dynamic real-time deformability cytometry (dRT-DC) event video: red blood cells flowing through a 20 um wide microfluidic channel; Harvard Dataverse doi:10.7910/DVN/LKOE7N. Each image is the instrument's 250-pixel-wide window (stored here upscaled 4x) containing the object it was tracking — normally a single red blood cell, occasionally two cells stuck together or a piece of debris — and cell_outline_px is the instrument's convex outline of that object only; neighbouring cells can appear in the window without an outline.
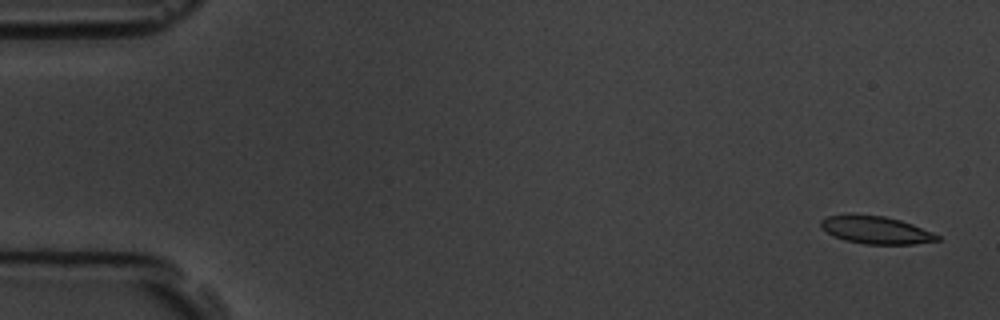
{"species": "common noctule bat (a hibernating species)", "species_latin": "Nyctalus noctula", "temperature_condition": "room temperature", "stored_images_in_passage": 5, "camera_frame_rate_fps": 3000, "um_per_image_px": 0.085, "animal": {"sex": "male", "body_mass_g": 19.5, "forearm_length_mm": 54.6}, "frame": {"image": 1, "passage_image": 1, "time_ms": 0.0, "image_size_px": [1000, 320], "cell_outline_px": [[940, 240], [912, 244], [864, 244], [844, 240], [828, 232], [820, 224], [820, 220], [828, 216], [852, 212], [884, 216], [900, 220], [912, 224], [932, 232], [940, 236]], "centroid_in_image_um": [74.43, 19.52], "position_along_channel_um": 10.6, "area_um2": 18.9}}
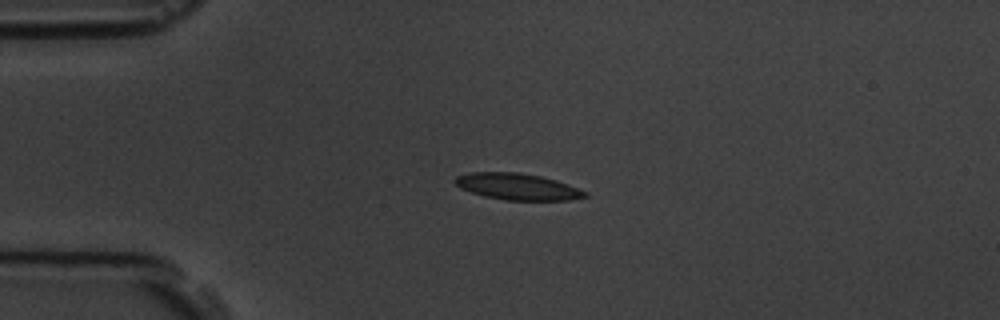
{"frame": {"image": 2, "passage_image": 4, "time_ms": 3.667, "image_size_px": [1000, 320], "cell_outline_px": [[588, 196], [568, 200], [504, 200], [484, 196], [460, 188], [452, 180], [456, 176], [468, 172], [516, 172], [540, 176], [556, 180], [568, 184], [588, 192]], "centroid_in_image_um": [43.96, 15.86], "position_along_channel_um": 41.0, "area_um2": 20.06}}